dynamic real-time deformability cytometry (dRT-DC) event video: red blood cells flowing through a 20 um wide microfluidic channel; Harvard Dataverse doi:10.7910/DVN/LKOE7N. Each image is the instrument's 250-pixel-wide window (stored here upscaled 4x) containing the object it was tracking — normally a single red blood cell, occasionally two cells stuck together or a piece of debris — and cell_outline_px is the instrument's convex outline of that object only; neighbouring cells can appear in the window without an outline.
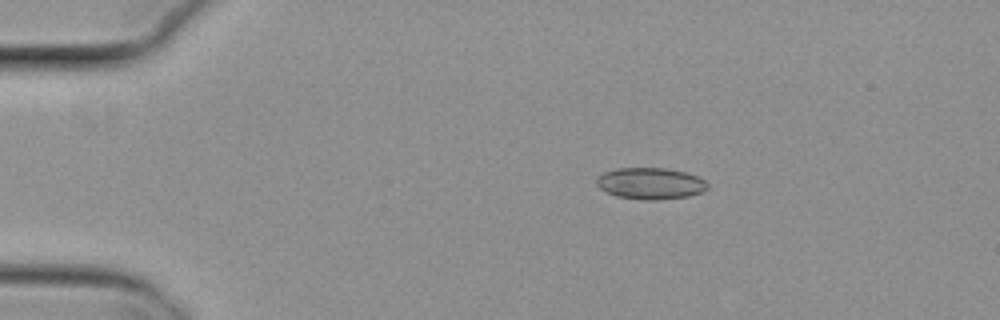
{"species": "common noctule bat (a hibernating species)", "species_latin": "Nyctalus noctula", "temperature_condition": "cold", "stored_images_in_passage": 45, "camera_frame_rate_fps": 3000, "um_per_image_px": 0.085, "animal": {"sex": "female", "body_mass_g": 29.2, "forearm_length_mm": 56.3}, "frame": {"image": 1, "passage_image": 1, "time_ms": 0.0, "image_size_px": [1000, 320], "cell_outline_px": [[708, 188], [700, 192], [688, 196], [656, 200], [644, 200], [616, 196], [600, 188], [596, 184], [596, 180], [604, 172], [616, 168], [664, 168], [684, 172], [696, 176], [704, 180], [708, 184]], "centroid_in_image_um": [55.27, 15.59], "position_along_channel_um": 29.7, "area_um2": 20.17}}
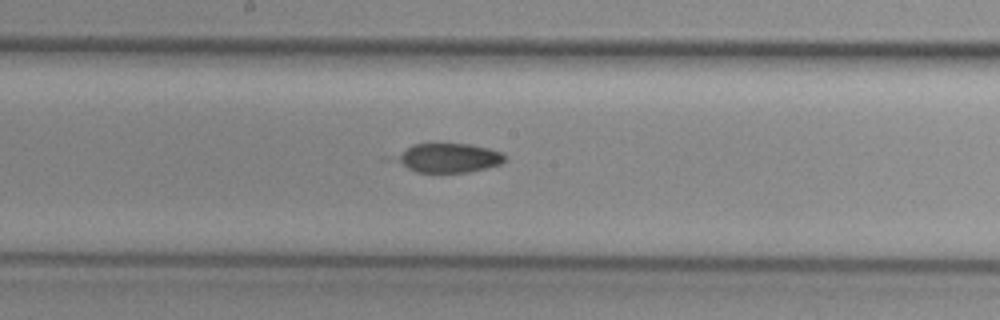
{"frame": {"image": 2, "passage_image": 20, "time_ms": 6.333, "image_size_px": [1000, 320], "cell_outline_px": [[508, 156], [500, 164], [468, 172], [416, 172], [408, 168], [396, 156], [412, 144], [468, 144], [488, 148], [500, 152]], "centroid_in_image_um": [38.2, 13.41], "position_along_channel_um": 210.0, "area_um2": 17.98}}
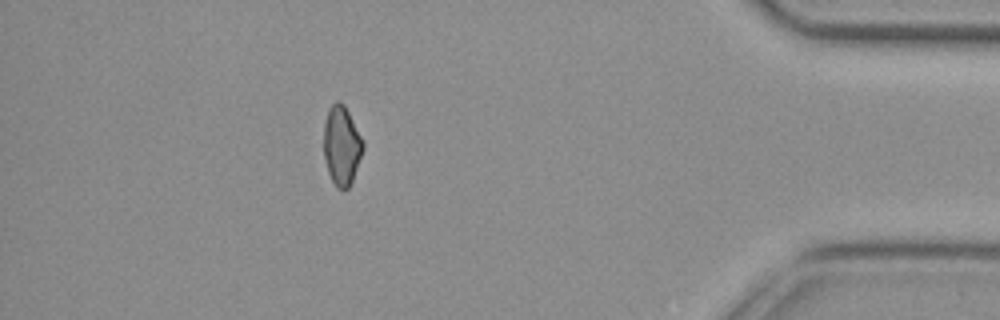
{"frame": {"image": 3, "passage_image": 39, "time_ms": 12.667, "image_size_px": [1000, 320], "cell_outline_px": [[364, 148], [352, 180], [348, 188], [336, 188], [328, 172], [324, 156], [324, 124], [328, 108], [336, 100], [340, 100], [344, 104], [364, 140]], "centroid_in_image_um": [29.04, 12.32], "position_along_channel_um": 406.2, "area_um2": 18.15}}